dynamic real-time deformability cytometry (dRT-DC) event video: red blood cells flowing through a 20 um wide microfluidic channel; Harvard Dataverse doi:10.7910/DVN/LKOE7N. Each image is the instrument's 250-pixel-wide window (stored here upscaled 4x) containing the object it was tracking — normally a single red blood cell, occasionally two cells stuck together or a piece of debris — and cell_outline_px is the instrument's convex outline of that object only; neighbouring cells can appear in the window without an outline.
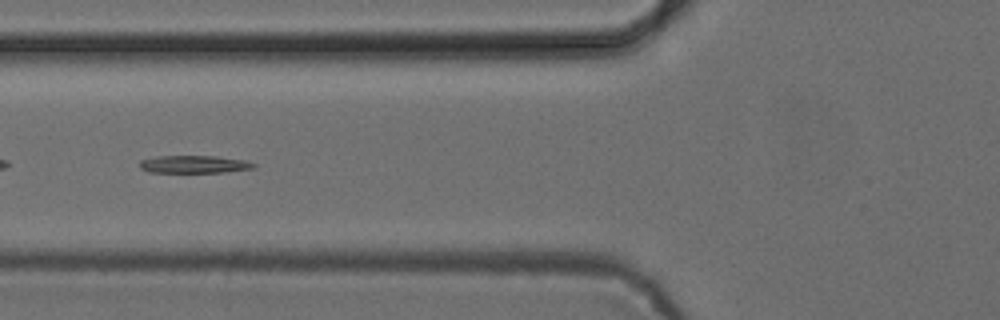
{"species": "common noctule bat (a hibernating species)", "species_latin": "Nyctalus noctula", "temperature_condition": "cold", "stored_images_in_passage": 54, "segment_of_instrument_passage": [1, 2], "camera_frame_rate_fps": 3000, "um_per_image_px": 0.085, "animal": {"sex": "female", "body_mass_g": 24.6, "forearm_length_mm": 56.2}, "frame": {"image": 1, "passage_image": 21, "time_ms": 6.667, "image_size_px": [1000, 320], "cell_outline_px": [[256, 168], [224, 172], [148, 172], [140, 168], [140, 160], [156, 156], [216, 156], [248, 160], [256, 164]], "centroid_in_image_um": [16.54, 13.96], "position_along_channel_um": 109.3, "area_um2": 11.79}}
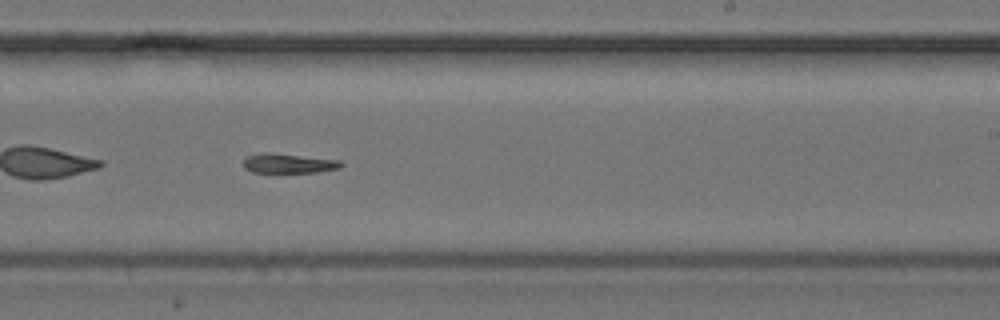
{"frame": {"image": 2, "passage_image": 33, "time_ms": 10.667, "image_size_px": [1000, 320], "cell_outline_px": [[344, 164], [340, 168], [316, 172], [252, 172], [244, 168], [244, 156], [264, 152], [268, 152], [340, 160]], "centroid_in_image_um": [24.51, 13.88], "position_along_channel_um": 264.5, "area_um2": 11.16}}
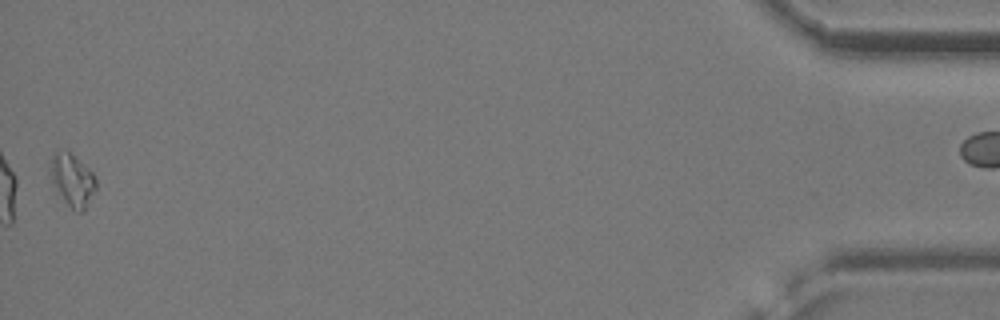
{"frame": {"image": 3, "passage_image": 53, "time_ms": 17.333, "image_size_px": [1000, 320], "cell_outline_px": [[96, 188], [84, 212], [80, 212], [72, 208], [64, 200], [52, 180], [52, 156], [56, 148], [64, 148], [92, 172], [96, 176]], "centroid_in_image_um": [6.18, 15.27], "position_along_channel_um": 429.0, "area_um2": 13.53}}